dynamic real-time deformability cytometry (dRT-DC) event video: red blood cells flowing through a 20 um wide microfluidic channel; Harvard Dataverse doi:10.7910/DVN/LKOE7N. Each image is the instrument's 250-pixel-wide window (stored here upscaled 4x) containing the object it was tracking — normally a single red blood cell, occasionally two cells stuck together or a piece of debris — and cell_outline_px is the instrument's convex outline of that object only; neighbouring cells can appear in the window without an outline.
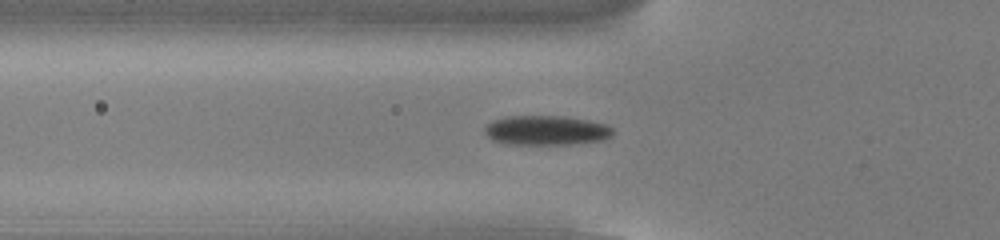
{"species": "common noctule bat (a hibernating species)", "species_latin": "Nyctalus noctula", "temperature_condition": "cold", "stored_images_in_passage": 53, "camera_frame_rate_fps": 3000, "um_per_image_px": 0.085, "animal": {"sex": "male", "body_mass_g": 13.0, "forearm_length_mm": 53.1}, "frame": {"image": 1, "passage_image": 18, "time_ms": 5.667, "image_size_px": [1000, 240], "cell_outline_px": [[612, 136], [604, 140], [568, 144], [504, 144], [492, 140], [484, 132], [484, 128], [492, 120], [508, 116], [564, 116], [588, 120], [608, 124], [612, 128]], "centroid_in_image_um": [46.43, 11.08], "position_along_channel_um": 79.4, "area_um2": 22.2}}
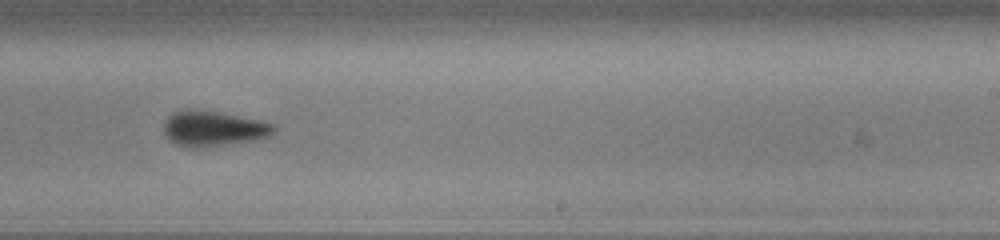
{"frame": {"image": 2, "passage_image": 33, "time_ms": 10.667, "image_size_px": [1000, 240], "cell_outline_px": [[276, 128], [268, 136], [256, 140], [204, 148], [188, 148], [176, 144], [168, 140], [164, 136], [164, 124], [168, 116], [172, 112], [184, 108], [216, 112], [260, 120], [272, 124]], "centroid_in_image_um": [18.06, 10.95], "position_along_channel_um": 270.9, "area_um2": 22.83}}
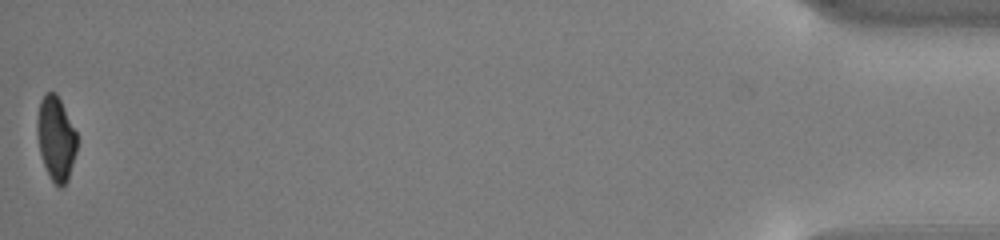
{"frame": {"image": 3, "passage_image": 53, "time_ms": 17.333, "image_size_px": [1000, 240], "cell_outline_px": [[76, 152], [68, 180], [60, 188], [48, 176], [40, 156], [36, 132], [36, 120], [40, 100], [44, 92], [56, 92], [76, 132]], "centroid_in_image_um": [4.72, 11.76], "position_along_channel_um": 430.5, "area_um2": 19.65}, "authors_computed_cell_mechanics": {"area_um2": 21.4438, "velocity_mm_per_s": 3.8308, "shape_relaxation_time_tau1_ms": 2.7065, "shape_relaxation_time_tau2_ms": 7.3466, "deformation_change_tau1": 0.1123, "deformation_change_tau2": 0.0999}}